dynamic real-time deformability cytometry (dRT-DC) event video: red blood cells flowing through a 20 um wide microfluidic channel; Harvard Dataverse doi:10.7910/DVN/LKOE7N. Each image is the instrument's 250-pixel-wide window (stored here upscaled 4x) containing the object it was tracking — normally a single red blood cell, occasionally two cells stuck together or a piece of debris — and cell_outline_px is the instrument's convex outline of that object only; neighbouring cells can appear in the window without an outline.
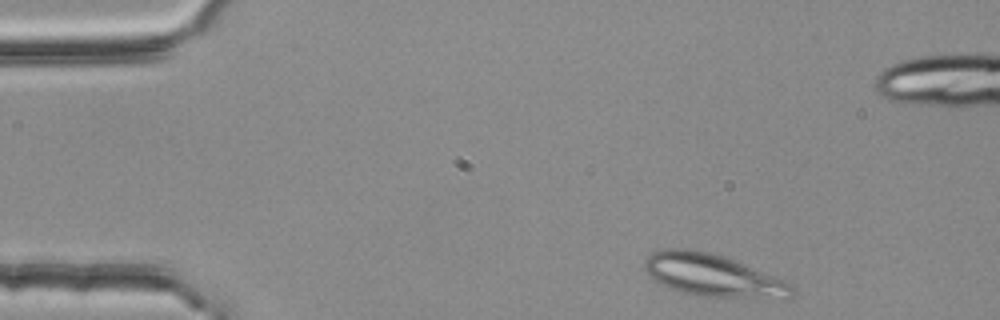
{"species": "common noctule bat (a hibernating species)", "species_latin": "Nyctalus noctula", "temperature_condition": "room temperature", "stored_images_in_passage": 3, "camera_frame_rate_fps": 3000, "um_per_image_px": 0.085, "animal": {"sex": "female", "body_mass_g": 25.1}, "frame": {"image": 1, "passage_image": 1, "time_ms": 0.0, "image_size_px": [1000, 320], "cell_outline_px": [[796, 292], [788, 300], [756, 300], [696, 296], [672, 288], [656, 280], [644, 268], [644, 260], [652, 252], [668, 248], [684, 248], [712, 252], [724, 256], [784, 280], [792, 284], [796, 288]], "centroid_in_image_um": [60.74, 23.46], "position_along_channel_um": 24.3, "area_um2": 37.17}}